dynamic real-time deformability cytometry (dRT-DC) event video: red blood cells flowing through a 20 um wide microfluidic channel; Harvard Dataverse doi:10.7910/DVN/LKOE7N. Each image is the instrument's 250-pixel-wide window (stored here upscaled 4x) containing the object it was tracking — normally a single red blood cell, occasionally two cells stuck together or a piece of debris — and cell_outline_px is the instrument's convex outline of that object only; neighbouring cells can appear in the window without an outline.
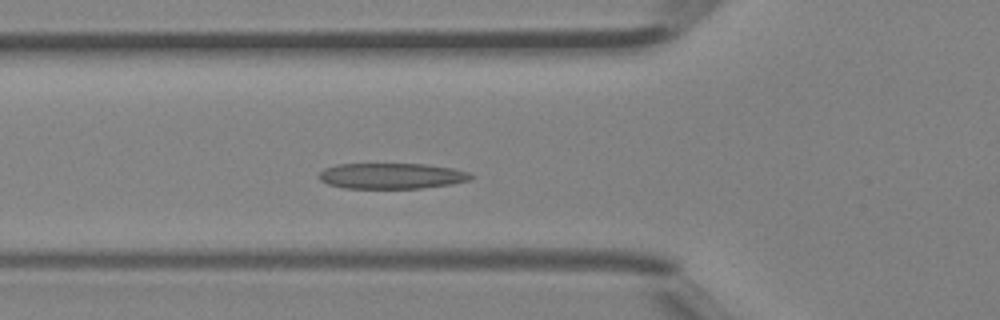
{"species": "Egyptian fruit bat (a non-hibernating species)", "species_latin": "Rousettus aegyptiacus", "temperature_condition": "room temperature", "stored_images_in_passage": 41, "camera_frame_rate_fps": 3000, "um_per_image_px": 0.085, "animal": {"sex": "female"}, "frame": {"image": 1, "passage_image": 11, "time_ms": 3.333, "image_size_px": [1000, 320], "cell_outline_px": [[472, 176], [468, 180], [452, 184], [420, 188], [344, 188], [328, 184], [320, 180], [320, 172], [324, 168], [336, 164], [428, 164], [452, 168], [468, 172]], "centroid_in_image_um": [33.26, 14.95], "position_along_channel_um": 92.5, "area_um2": 22.66}}
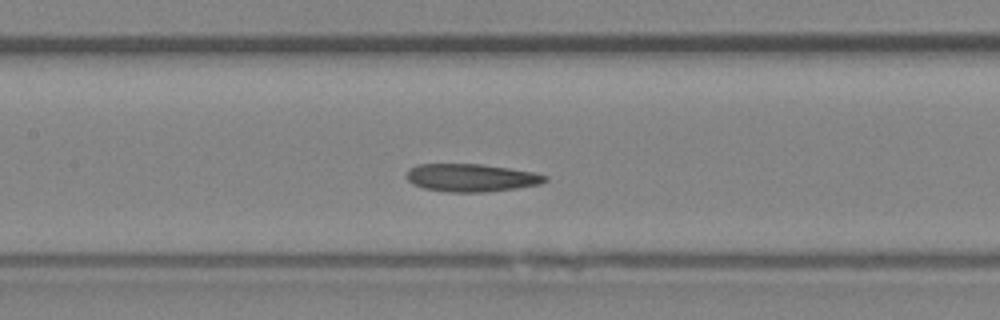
{"frame": {"image": 2, "passage_image": 16, "time_ms": 5.0, "image_size_px": [1000, 320], "cell_outline_px": [[548, 180], [540, 184], [516, 188], [484, 192], [448, 192], [424, 188], [412, 184], [408, 180], [408, 168], [416, 164], [480, 164], [508, 168], [532, 172], [548, 176]], "centroid_in_image_um": [40.04, 15.1], "position_along_channel_um": 167.4, "area_um2": 22.37}}
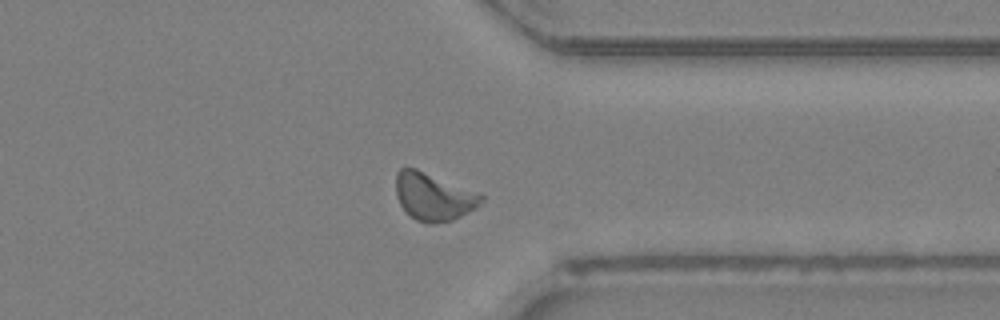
{"frame": {"image": 3, "passage_image": 30, "time_ms": 9.667, "image_size_px": [1000, 320], "cell_outline_px": [[484, 200], [476, 208], [452, 220], [436, 224], [428, 224], [416, 220], [408, 216], [400, 204], [396, 196], [396, 172], [400, 168], [416, 168], [484, 196]], "centroid_in_image_um": [36.8, 16.74], "position_along_channel_um": 374.6, "area_um2": 23.52}, "authors_computed_cell_mechanics": {"area_um2": 22.4842, "velocity_mm_per_s": 4.4945, "shape_relaxation_time_tau1_ms": 5.821, "shape_relaxation_time_tau2_ms": 3.9482, "deformation_change_tau1": 0.1664, "deformation_change_tau2": 0.1301}}